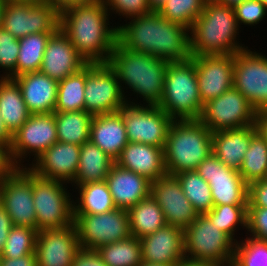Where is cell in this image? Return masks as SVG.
I'll return each mask as SVG.
<instances>
[{"mask_svg": "<svg viewBox=\"0 0 267 266\" xmlns=\"http://www.w3.org/2000/svg\"><path fill=\"white\" fill-rule=\"evenodd\" d=\"M265 182H267V171H266V174H265V177L263 179Z\"/></svg>", "mask_w": 267, "mask_h": 266, "instance_id": "obj_62", "label": "cell"}, {"mask_svg": "<svg viewBox=\"0 0 267 266\" xmlns=\"http://www.w3.org/2000/svg\"><path fill=\"white\" fill-rule=\"evenodd\" d=\"M247 205L248 204H226L213 206L205 215L210 219L212 224L219 227L222 232L226 233L237 243L238 241L234 237L236 230H239V225L246 228Z\"/></svg>", "mask_w": 267, "mask_h": 266, "instance_id": "obj_39", "label": "cell"}, {"mask_svg": "<svg viewBox=\"0 0 267 266\" xmlns=\"http://www.w3.org/2000/svg\"><path fill=\"white\" fill-rule=\"evenodd\" d=\"M122 113L129 142L164 147L169 127L174 121L157 105H142L126 99Z\"/></svg>", "mask_w": 267, "mask_h": 266, "instance_id": "obj_9", "label": "cell"}, {"mask_svg": "<svg viewBox=\"0 0 267 266\" xmlns=\"http://www.w3.org/2000/svg\"><path fill=\"white\" fill-rule=\"evenodd\" d=\"M177 266H224V265L208 263V262L190 261V260L184 259Z\"/></svg>", "mask_w": 267, "mask_h": 266, "instance_id": "obj_55", "label": "cell"}, {"mask_svg": "<svg viewBox=\"0 0 267 266\" xmlns=\"http://www.w3.org/2000/svg\"><path fill=\"white\" fill-rule=\"evenodd\" d=\"M64 182L41 178L33 173V201L37 231L74 224L73 199Z\"/></svg>", "mask_w": 267, "mask_h": 266, "instance_id": "obj_8", "label": "cell"}, {"mask_svg": "<svg viewBox=\"0 0 267 266\" xmlns=\"http://www.w3.org/2000/svg\"><path fill=\"white\" fill-rule=\"evenodd\" d=\"M247 207L267 208V182L260 180L248 185Z\"/></svg>", "mask_w": 267, "mask_h": 266, "instance_id": "obj_47", "label": "cell"}, {"mask_svg": "<svg viewBox=\"0 0 267 266\" xmlns=\"http://www.w3.org/2000/svg\"><path fill=\"white\" fill-rule=\"evenodd\" d=\"M37 233L38 231L33 228L14 225L0 258H19L35 253Z\"/></svg>", "mask_w": 267, "mask_h": 266, "instance_id": "obj_41", "label": "cell"}, {"mask_svg": "<svg viewBox=\"0 0 267 266\" xmlns=\"http://www.w3.org/2000/svg\"><path fill=\"white\" fill-rule=\"evenodd\" d=\"M175 177L197 214H206L213 208L210 185L196 170L183 171Z\"/></svg>", "mask_w": 267, "mask_h": 266, "instance_id": "obj_37", "label": "cell"}, {"mask_svg": "<svg viewBox=\"0 0 267 266\" xmlns=\"http://www.w3.org/2000/svg\"><path fill=\"white\" fill-rule=\"evenodd\" d=\"M210 185L214 206L248 204V185L233 168L227 167L213 153L196 169Z\"/></svg>", "mask_w": 267, "mask_h": 266, "instance_id": "obj_17", "label": "cell"}, {"mask_svg": "<svg viewBox=\"0 0 267 266\" xmlns=\"http://www.w3.org/2000/svg\"><path fill=\"white\" fill-rule=\"evenodd\" d=\"M54 32L34 33L19 39L16 77L40 71L47 42Z\"/></svg>", "mask_w": 267, "mask_h": 266, "instance_id": "obj_34", "label": "cell"}, {"mask_svg": "<svg viewBox=\"0 0 267 266\" xmlns=\"http://www.w3.org/2000/svg\"><path fill=\"white\" fill-rule=\"evenodd\" d=\"M107 266H139L142 263L140 239H128L103 245L96 249Z\"/></svg>", "mask_w": 267, "mask_h": 266, "instance_id": "obj_36", "label": "cell"}, {"mask_svg": "<svg viewBox=\"0 0 267 266\" xmlns=\"http://www.w3.org/2000/svg\"><path fill=\"white\" fill-rule=\"evenodd\" d=\"M116 208L128 210L151 195V181L114 164L106 180Z\"/></svg>", "mask_w": 267, "mask_h": 266, "instance_id": "obj_26", "label": "cell"}, {"mask_svg": "<svg viewBox=\"0 0 267 266\" xmlns=\"http://www.w3.org/2000/svg\"><path fill=\"white\" fill-rule=\"evenodd\" d=\"M139 266H175V265L142 262Z\"/></svg>", "mask_w": 267, "mask_h": 266, "instance_id": "obj_59", "label": "cell"}, {"mask_svg": "<svg viewBox=\"0 0 267 266\" xmlns=\"http://www.w3.org/2000/svg\"><path fill=\"white\" fill-rule=\"evenodd\" d=\"M79 156V145L57 141L27 168L41 178L72 184L76 178Z\"/></svg>", "mask_w": 267, "mask_h": 266, "instance_id": "obj_21", "label": "cell"}, {"mask_svg": "<svg viewBox=\"0 0 267 266\" xmlns=\"http://www.w3.org/2000/svg\"><path fill=\"white\" fill-rule=\"evenodd\" d=\"M103 0H49L59 11V13L69 7L75 5H91L99 3Z\"/></svg>", "mask_w": 267, "mask_h": 266, "instance_id": "obj_52", "label": "cell"}, {"mask_svg": "<svg viewBox=\"0 0 267 266\" xmlns=\"http://www.w3.org/2000/svg\"><path fill=\"white\" fill-rule=\"evenodd\" d=\"M151 196L162 209L168 225L184 229L198 216L175 176L165 175L152 181Z\"/></svg>", "mask_w": 267, "mask_h": 266, "instance_id": "obj_20", "label": "cell"}, {"mask_svg": "<svg viewBox=\"0 0 267 266\" xmlns=\"http://www.w3.org/2000/svg\"><path fill=\"white\" fill-rule=\"evenodd\" d=\"M0 78V115L6 128L13 135L31 114L17 82L11 78Z\"/></svg>", "mask_w": 267, "mask_h": 266, "instance_id": "obj_30", "label": "cell"}, {"mask_svg": "<svg viewBox=\"0 0 267 266\" xmlns=\"http://www.w3.org/2000/svg\"><path fill=\"white\" fill-rule=\"evenodd\" d=\"M19 85L30 114L54 113L58 82L41 71L28 72L13 78Z\"/></svg>", "mask_w": 267, "mask_h": 266, "instance_id": "obj_25", "label": "cell"}, {"mask_svg": "<svg viewBox=\"0 0 267 266\" xmlns=\"http://www.w3.org/2000/svg\"><path fill=\"white\" fill-rule=\"evenodd\" d=\"M86 66L58 82L57 103L54 112L85 110L84 89Z\"/></svg>", "mask_w": 267, "mask_h": 266, "instance_id": "obj_35", "label": "cell"}, {"mask_svg": "<svg viewBox=\"0 0 267 266\" xmlns=\"http://www.w3.org/2000/svg\"><path fill=\"white\" fill-rule=\"evenodd\" d=\"M5 2H20V3H31L37 4L42 2H49V0H4Z\"/></svg>", "mask_w": 267, "mask_h": 266, "instance_id": "obj_58", "label": "cell"}, {"mask_svg": "<svg viewBox=\"0 0 267 266\" xmlns=\"http://www.w3.org/2000/svg\"><path fill=\"white\" fill-rule=\"evenodd\" d=\"M235 16L239 24L254 26L267 15V8L259 0H246L234 7Z\"/></svg>", "mask_w": 267, "mask_h": 266, "instance_id": "obj_44", "label": "cell"}, {"mask_svg": "<svg viewBox=\"0 0 267 266\" xmlns=\"http://www.w3.org/2000/svg\"><path fill=\"white\" fill-rule=\"evenodd\" d=\"M43 55L40 71L57 82L87 65L60 28L50 36Z\"/></svg>", "mask_w": 267, "mask_h": 266, "instance_id": "obj_23", "label": "cell"}, {"mask_svg": "<svg viewBox=\"0 0 267 266\" xmlns=\"http://www.w3.org/2000/svg\"><path fill=\"white\" fill-rule=\"evenodd\" d=\"M13 135L6 128L3 119L0 115V144L6 145L9 149L11 148Z\"/></svg>", "mask_w": 267, "mask_h": 266, "instance_id": "obj_54", "label": "cell"}, {"mask_svg": "<svg viewBox=\"0 0 267 266\" xmlns=\"http://www.w3.org/2000/svg\"><path fill=\"white\" fill-rule=\"evenodd\" d=\"M115 160L90 140L80 146L79 165L72 185L106 180Z\"/></svg>", "mask_w": 267, "mask_h": 266, "instance_id": "obj_29", "label": "cell"}, {"mask_svg": "<svg viewBox=\"0 0 267 266\" xmlns=\"http://www.w3.org/2000/svg\"><path fill=\"white\" fill-rule=\"evenodd\" d=\"M212 131L198 120H174L164 146L167 175L196 170L212 154Z\"/></svg>", "mask_w": 267, "mask_h": 266, "instance_id": "obj_5", "label": "cell"}, {"mask_svg": "<svg viewBox=\"0 0 267 266\" xmlns=\"http://www.w3.org/2000/svg\"><path fill=\"white\" fill-rule=\"evenodd\" d=\"M75 189L80 197L73 201V214H102L116 209L105 180L78 185Z\"/></svg>", "mask_w": 267, "mask_h": 266, "instance_id": "obj_32", "label": "cell"}, {"mask_svg": "<svg viewBox=\"0 0 267 266\" xmlns=\"http://www.w3.org/2000/svg\"><path fill=\"white\" fill-rule=\"evenodd\" d=\"M140 242L142 262L177 266L185 259L184 232L180 227L166 224Z\"/></svg>", "mask_w": 267, "mask_h": 266, "instance_id": "obj_22", "label": "cell"}, {"mask_svg": "<svg viewBox=\"0 0 267 266\" xmlns=\"http://www.w3.org/2000/svg\"><path fill=\"white\" fill-rule=\"evenodd\" d=\"M216 3L222 4V5H226L228 7H235L238 4H241L242 2L246 1V0H213Z\"/></svg>", "mask_w": 267, "mask_h": 266, "instance_id": "obj_57", "label": "cell"}, {"mask_svg": "<svg viewBox=\"0 0 267 266\" xmlns=\"http://www.w3.org/2000/svg\"><path fill=\"white\" fill-rule=\"evenodd\" d=\"M81 246L75 224L37 233V266H72Z\"/></svg>", "mask_w": 267, "mask_h": 266, "instance_id": "obj_18", "label": "cell"}, {"mask_svg": "<svg viewBox=\"0 0 267 266\" xmlns=\"http://www.w3.org/2000/svg\"><path fill=\"white\" fill-rule=\"evenodd\" d=\"M233 86L256 111L267 110V56L248 48L234 54Z\"/></svg>", "mask_w": 267, "mask_h": 266, "instance_id": "obj_14", "label": "cell"}, {"mask_svg": "<svg viewBox=\"0 0 267 266\" xmlns=\"http://www.w3.org/2000/svg\"><path fill=\"white\" fill-rule=\"evenodd\" d=\"M5 7V1L0 0V27L2 26V15Z\"/></svg>", "mask_w": 267, "mask_h": 266, "instance_id": "obj_60", "label": "cell"}, {"mask_svg": "<svg viewBox=\"0 0 267 266\" xmlns=\"http://www.w3.org/2000/svg\"><path fill=\"white\" fill-rule=\"evenodd\" d=\"M85 111L91 115L118 112L126 98L115 71L106 64L86 65Z\"/></svg>", "mask_w": 267, "mask_h": 266, "instance_id": "obj_13", "label": "cell"}, {"mask_svg": "<svg viewBox=\"0 0 267 266\" xmlns=\"http://www.w3.org/2000/svg\"><path fill=\"white\" fill-rule=\"evenodd\" d=\"M57 138L59 142L81 146L90 139L93 115L83 111L54 112Z\"/></svg>", "mask_w": 267, "mask_h": 266, "instance_id": "obj_33", "label": "cell"}, {"mask_svg": "<svg viewBox=\"0 0 267 266\" xmlns=\"http://www.w3.org/2000/svg\"><path fill=\"white\" fill-rule=\"evenodd\" d=\"M256 132L255 125L213 132L212 153L227 167L239 171L251 137Z\"/></svg>", "mask_w": 267, "mask_h": 266, "instance_id": "obj_28", "label": "cell"}, {"mask_svg": "<svg viewBox=\"0 0 267 266\" xmlns=\"http://www.w3.org/2000/svg\"><path fill=\"white\" fill-rule=\"evenodd\" d=\"M13 226L10 215L0 203V254L4 250L7 237Z\"/></svg>", "mask_w": 267, "mask_h": 266, "instance_id": "obj_50", "label": "cell"}, {"mask_svg": "<svg viewBox=\"0 0 267 266\" xmlns=\"http://www.w3.org/2000/svg\"><path fill=\"white\" fill-rule=\"evenodd\" d=\"M115 164L126 170L145 176L151 182L167 175L164 147L128 142Z\"/></svg>", "mask_w": 267, "mask_h": 266, "instance_id": "obj_24", "label": "cell"}, {"mask_svg": "<svg viewBox=\"0 0 267 266\" xmlns=\"http://www.w3.org/2000/svg\"><path fill=\"white\" fill-rule=\"evenodd\" d=\"M118 25L117 42L125 49L159 57L167 62L192 58L189 29L152 11Z\"/></svg>", "mask_w": 267, "mask_h": 266, "instance_id": "obj_1", "label": "cell"}, {"mask_svg": "<svg viewBox=\"0 0 267 266\" xmlns=\"http://www.w3.org/2000/svg\"><path fill=\"white\" fill-rule=\"evenodd\" d=\"M267 171V141L256 132L244 155L239 173L244 182L249 185L263 180Z\"/></svg>", "mask_w": 267, "mask_h": 266, "instance_id": "obj_38", "label": "cell"}, {"mask_svg": "<svg viewBox=\"0 0 267 266\" xmlns=\"http://www.w3.org/2000/svg\"><path fill=\"white\" fill-rule=\"evenodd\" d=\"M19 54V39H16L2 26L0 27V68L4 69L2 77H16V64ZM9 71V72H8ZM4 75V76H3Z\"/></svg>", "mask_w": 267, "mask_h": 266, "instance_id": "obj_43", "label": "cell"}, {"mask_svg": "<svg viewBox=\"0 0 267 266\" xmlns=\"http://www.w3.org/2000/svg\"><path fill=\"white\" fill-rule=\"evenodd\" d=\"M107 63L117 74L125 97L123 87L127 84V87L129 86L131 91L140 95L139 97L143 98L146 104L160 103L167 61L146 53L127 50L117 42ZM121 83H125L123 87Z\"/></svg>", "mask_w": 267, "mask_h": 266, "instance_id": "obj_4", "label": "cell"}, {"mask_svg": "<svg viewBox=\"0 0 267 266\" xmlns=\"http://www.w3.org/2000/svg\"><path fill=\"white\" fill-rule=\"evenodd\" d=\"M0 266H37L36 253L19 258H0Z\"/></svg>", "mask_w": 267, "mask_h": 266, "instance_id": "obj_51", "label": "cell"}, {"mask_svg": "<svg viewBox=\"0 0 267 266\" xmlns=\"http://www.w3.org/2000/svg\"><path fill=\"white\" fill-rule=\"evenodd\" d=\"M195 63L200 99L203 104L233 87L234 55H197Z\"/></svg>", "mask_w": 267, "mask_h": 266, "instance_id": "obj_19", "label": "cell"}, {"mask_svg": "<svg viewBox=\"0 0 267 266\" xmlns=\"http://www.w3.org/2000/svg\"><path fill=\"white\" fill-rule=\"evenodd\" d=\"M246 230L250 237L267 241V208L247 207Z\"/></svg>", "mask_w": 267, "mask_h": 266, "instance_id": "obj_46", "label": "cell"}, {"mask_svg": "<svg viewBox=\"0 0 267 266\" xmlns=\"http://www.w3.org/2000/svg\"><path fill=\"white\" fill-rule=\"evenodd\" d=\"M206 0H166L158 13L188 29L202 13Z\"/></svg>", "mask_w": 267, "mask_h": 266, "instance_id": "obj_40", "label": "cell"}, {"mask_svg": "<svg viewBox=\"0 0 267 266\" xmlns=\"http://www.w3.org/2000/svg\"><path fill=\"white\" fill-rule=\"evenodd\" d=\"M0 203L10 215L13 225L37 230L33 172L28 168H17L8 178L0 181Z\"/></svg>", "mask_w": 267, "mask_h": 266, "instance_id": "obj_15", "label": "cell"}, {"mask_svg": "<svg viewBox=\"0 0 267 266\" xmlns=\"http://www.w3.org/2000/svg\"><path fill=\"white\" fill-rule=\"evenodd\" d=\"M173 120H198L203 106L198 89L195 63L168 62L162 100L157 105Z\"/></svg>", "mask_w": 267, "mask_h": 266, "instance_id": "obj_6", "label": "cell"}, {"mask_svg": "<svg viewBox=\"0 0 267 266\" xmlns=\"http://www.w3.org/2000/svg\"><path fill=\"white\" fill-rule=\"evenodd\" d=\"M2 27L16 39L59 28V11L51 2H5Z\"/></svg>", "mask_w": 267, "mask_h": 266, "instance_id": "obj_11", "label": "cell"}, {"mask_svg": "<svg viewBox=\"0 0 267 266\" xmlns=\"http://www.w3.org/2000/svg\"><path fill=\"white\" fill-rule=\"evenodd\" d=\"M259 1H261L264 4V6L267 8V0H259Z\"/></svg>", "mask_w": 267, "mask_h": 266, "instance_id": "obj_61", "label": "cell"}, {"mask_svg": "<svg viewBox=\"0 0 267 266\" xmlns=\"http://www.w3.org/2000/svg\"><path fill=\"white\" fill-rule=\"evenodd\" d=\"M131 236L141 239L165 226L164 213L150 195L127 210Z\"/></svg>", "mask_w": 267, "mask_h": 266, "instance_id": "obj_31", "label": "cell"}, {"mask_svg": "<svg viewBox=\"0 0 267 266\" xmlns=\"http://www.w3.org/2000/svg\"><path fill=\"white\" fill-rule=\"evenodd\" d=\"M72 266H107L99 253L94 249L80 248Z\"/></svg>", "mask_w": 267, "mask_h": 266, "instance_id": "obj_48", "label": "cell"}, {"mask_svg": "<svg viewBox=\"0 0 267 266\" xmlns=\"http://www.w3.org/2000/svg\"><path fill=\"white\" fill-rule=\"evenodd\" d=\"M254 125L257 132L267 141V110L256 112Z\"/></svg>", "mask_w": 267, "mask_h": 266, "instance_id": "obj_53", "label": "cell"}, {"mask_svg": "<svg viewBox=\"0 0 267 266\" xmlns=\"http://www.w3.org/2000/svg\"><path fill=\"white\" fill-rule=\"evenodd\" d=\"M73 217L81 248L96 250L131 236L125 209L116 208L102 214H73Z\"/></svg>", "mask_w": 267, "mask_h": 266, "instance_id": "obj_10", "label": "cell"}, {"mask_svg": "<svg viewBox=\"0 0 267 266\" xmlns=\"http://www.w3.org/2000/svg\"><path fill=\"white\" fill-rule=\"evenodd\" d=\"M151 11L158 12L160 8L166 3V0H147Z\"/></svg>", "mask_w": 267, "mask_h": 266, "instance_id": "obj_56", "label": "cell"}, {"mask_svg": "<svg viewBox=\"0 0 267 266\" xmlns=\"http://www.w3.org/2000/svg\"><path fill=\"white\" fill-rule=\"evenodd\" d=\"M57 141L54 114H31L28 120L13 134L10 148L13 162L18 168L26 167L21 162L27 158L29 153L33 154V161H35Z\"/></svg>", "mask_w": 267, "mask_h": 266, "instance_id": "obj_16", "label": "cell"}, {"mask_svg": "<svg viewBox=\"0 0 267 266\" xmlns=\"http://www.w3.org/2000/svg\"><path fill=\"white\" fill-rule=\"evenodd\" d=\"M244 240L235 244L231 266H267V241L251 237Z\"/></svg>", "mask_w": 267, "mask_h": 266, "instance_id": "obj_42", "label": "cell"}, {"mask_svg": "<svg viewBox=\"0 0 267 266\" xmlns=\"http://www.w3.org/2000/svg\"><path fill=\"white\" fill-rule=\"evenodd\" d=\"M89 140L116 160L129 142L122 113L118 111L93 116Z\"/></svg>", "mask_w": 267, "mask_h": 266, "instance_id": "obj_27", "label": "cell"}, {"mask_svg": "<svg viewBox=\"0 0 267 266\" xmlns=\"http://www.w3.org/2000/svg\"><path fill=\"white\" fill-rule=\"evenodd\" d=\"M256 110L234 86L207 101L199 120L212 132L254 125Z\"/></svg>", "mask_w": 267, "mask_h": 266, "instance_id": "obj_12", "label": "cell"}, {"mask_svg": "<svg viewBox=\"0 0 267 266\" xmlns=\"http://www.w3.org/2000/svg\"><path fill=\"white\" fill-rule=\"evenodd\" d=\"M239 27L233 7L206 0L189 29L192 56L234 55L248 48L236 41Z\"/></svg>", "mask_w": 267, "mask_h": 266, "instance_id": "obj_3", "label": "cell"}, {"mask_svg": "<svg viewBox=\"0 0 267 266\" xmlns=\"http://www.w3.org/2000/svg\"><path fill=\"white\" fill-rule=\"evenodd\" d=\"M104 1L75 5L59 13V28L87 64H106L117 44V26H108ZM111 27V28H110Z\"/></svg>", "mask_w": 267, "mask_h": 266, "instance_id": "obj_2", "label": "cell"}, {"mask_svg": "<svg viewBox=\"0 0 267 266\" xmlns=\"http://www.w3.org/2000/svg\"><path fill=\"white\" fill-rule=\"evenodd\" d=\"M185 259L231 266L234 259L235 242L219 227L212 224L205 214L183 229Z\"/></svg>", "mask_w": 267, "mask_h": 266, "instance_id": "obj_7", "label": "cell"}, {"mask_svg": "<svg viewBox=\"0 0 267 266\" xmlns=\"http://www.w3.org/2000/svg\"><path fill=\"white\" fill-rule=\"evenodd\" d=\"M109 13L132 19L140 15L148 14L151 11L147 0H103Z\"/></svg>", "mask_w": 267, "mask_h": 266, "instance_id": "obj_45", "label": "cell"}, {"mask_svg": "<svg viewBox=\"0 0 267 266\" xmlns=\"http://www.w3.org/2000/svg\"><path fill=\"white\" fill-rule=\"evenodd\" d=\"M17 168L11 157L10 149L0 144V181L8 178Z\"/></svg>", "mask_w": 267, "mask_h": 266, "instance_id": "obj_49", "label": "cell"}]
</instances>
